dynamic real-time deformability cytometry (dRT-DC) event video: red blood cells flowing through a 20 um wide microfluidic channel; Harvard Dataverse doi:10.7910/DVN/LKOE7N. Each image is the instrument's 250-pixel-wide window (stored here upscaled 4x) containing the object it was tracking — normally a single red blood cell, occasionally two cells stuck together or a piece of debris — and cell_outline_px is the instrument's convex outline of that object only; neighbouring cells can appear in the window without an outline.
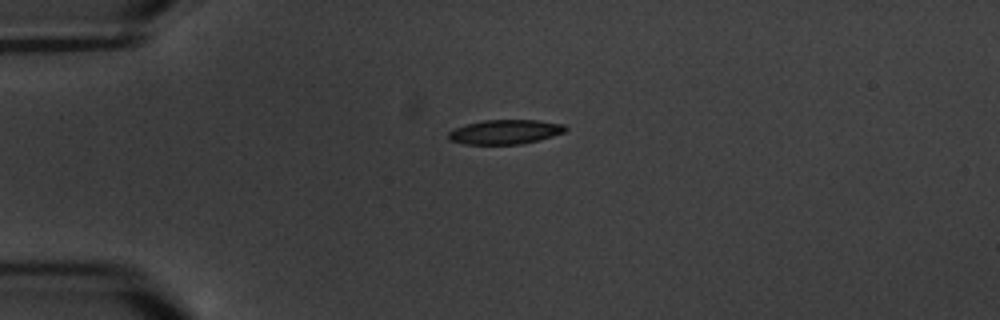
{"species": "common noctule bat (a hibernating species)", "species_latin": "Nyctalus noctula", "temperature_condition": "warm", "stored_images_in_passage": 2, "camera_frame_rate_fps": 3000, "um_per_image_px": 0.085, "animal": {"sex": "male", "body_mass_g": 20.1, "forearm_length_mm": 53.5}, "frame": {"image": 1, "passage_image": 1, "time_ms": 0.0, "image_size_px": [1000, 320], "cell_outline_px": [[568, 128], [564, 132], [552, 136], [524, 144], [464, 144], [448, 140], [448, 132], [456, 128], [468, 124], [484, 120], [536, 120], [564, 124]], "centroid_in_image_um": [42.94, 11.21], "position_along_channel_um": 42.1, "area_um2": 16.59}}